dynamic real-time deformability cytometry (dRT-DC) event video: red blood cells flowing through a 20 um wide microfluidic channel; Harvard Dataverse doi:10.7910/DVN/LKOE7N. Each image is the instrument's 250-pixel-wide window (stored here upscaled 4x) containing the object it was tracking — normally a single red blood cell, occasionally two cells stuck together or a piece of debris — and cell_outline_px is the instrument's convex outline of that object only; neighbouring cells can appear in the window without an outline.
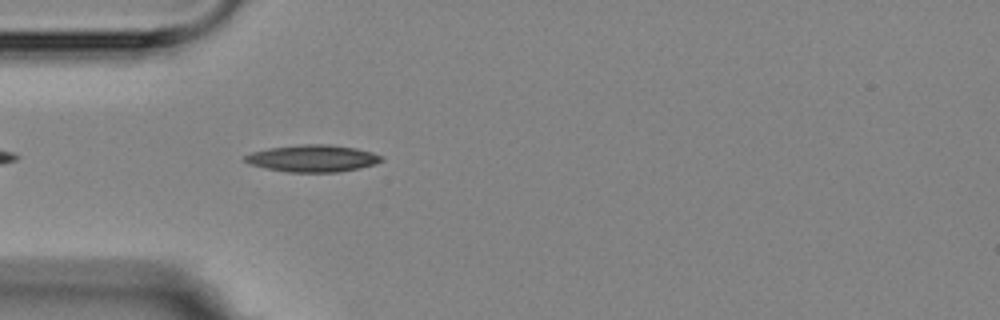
{"species": "Egyptian fruit bat (a non-hibernating species)", "species_latin": "Rousettus aegyptiacus", "temperature_condition": "room temperature", "stored_images_in_passage": 3, "camera_frame_rate_fps": 3000, "um_per_image_px": 0.085, "animal": {"sex": "female"}, "frame": {"image": 1, "passage_image": 3, "time_ms": 2.333, "image_size_px": [1000, 320], "cell_outline_px": [[384, 160], [376, 164], [360, 168], [336, 172], [288, 172], [248, 164], [240, 160], [244, 156], [252, 152], [268, 148], [300, 144], [328, 144], [356, 148], [372, 152], [384, 156]], "centroid_in_image_um": [26.58, 13.46], "position_along_channel_um": 58.4, "area_um2": 21.68}}